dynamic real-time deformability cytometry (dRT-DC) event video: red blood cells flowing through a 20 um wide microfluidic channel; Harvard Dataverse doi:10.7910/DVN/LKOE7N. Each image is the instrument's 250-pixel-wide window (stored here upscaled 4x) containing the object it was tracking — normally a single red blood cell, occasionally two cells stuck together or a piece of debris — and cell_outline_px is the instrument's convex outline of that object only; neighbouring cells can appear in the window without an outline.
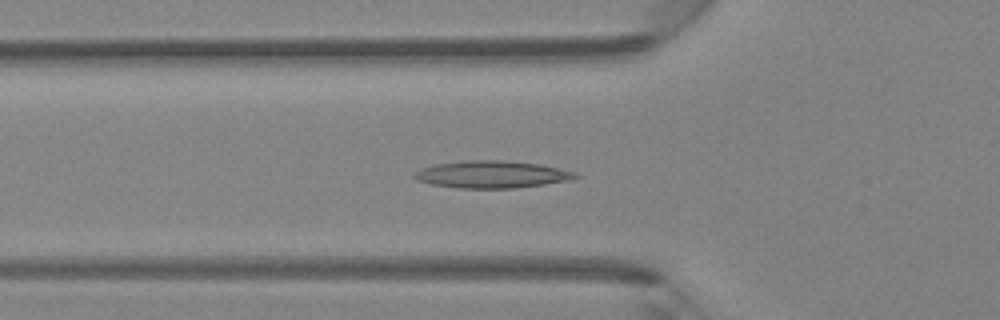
{"species": "Egyptian fruit bat (a non-hibernating species)", "species_latin": "Rousettus aegyptiacus", "temperature_condition": "room temperature", "stored_images_in_passage": 39, "camera_frame_rate_fps": 3000, "um_per_image_px": 0.085, "animal": {"sex": "female"}, "frame": {"image": 1, "passage_image": 8, "time_ms": 2.333, "image_size_px": [1000, 320], "cell_outline_px": [[580, 176], [568, 180], [544, 184], [512, 188], [460, 188], [432, 184], [416, 180], [412, 176], [420, 168], [432, 164], [464, 160], [500, 160], [540, 164], [576, 172]], "centroid_in_image_um": [41.75, 14.81], "position_along_channel_um": 84.0, "area_um2": 25.49}}
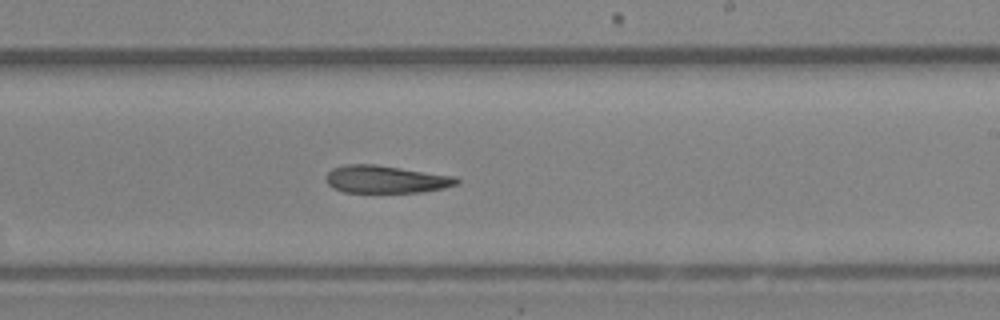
{"frame": {"image": 2, "passage_image": 20, "time_ms": 6.333, "image_size_px": [1000, 320], "cell_outline_px": [[460, 184], [444, 188], [424, 192], [344, 192], [332, 188], [328, 184], [328, 172], [332, 168], [348, 164], [376, 164], [456, 176], [460, 180]], "centroid_in_image_um": [32.86, 15.24], "position_along_channel_um": 256.1, "area_um2": 21.1}}
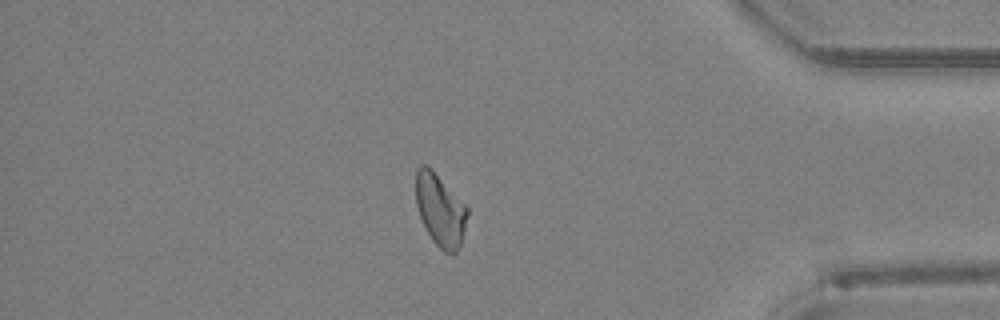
{"frame": {"image": 3, "passage_image": 32, "time_ms": 10.333, "image_size_px": [1000, 320], "cell_outline_px": [[468, 216], [460, 244], [456, 252], [452, 256], [444, 252], [432, 240], [420, 216], [416, 204], [416, 168], [420, 164], [424, 164], [432, 168], [468, 208]], "centroid_in_image_um": [37.41, 17.84], "position_along_channel_um": 397.8, "area_um2": 21.62}, "authors_computed_cell_mechanics": {"area_um2": 22.1374, "velocity_mm_per_s": 4.3252, "shape_relaxation_time_tau1_ms": null, "shape_relaxation_time_tau2_ms": 4.237, "deformation_change_tau1": null, "deformation_change_tau2": 0.1464}}